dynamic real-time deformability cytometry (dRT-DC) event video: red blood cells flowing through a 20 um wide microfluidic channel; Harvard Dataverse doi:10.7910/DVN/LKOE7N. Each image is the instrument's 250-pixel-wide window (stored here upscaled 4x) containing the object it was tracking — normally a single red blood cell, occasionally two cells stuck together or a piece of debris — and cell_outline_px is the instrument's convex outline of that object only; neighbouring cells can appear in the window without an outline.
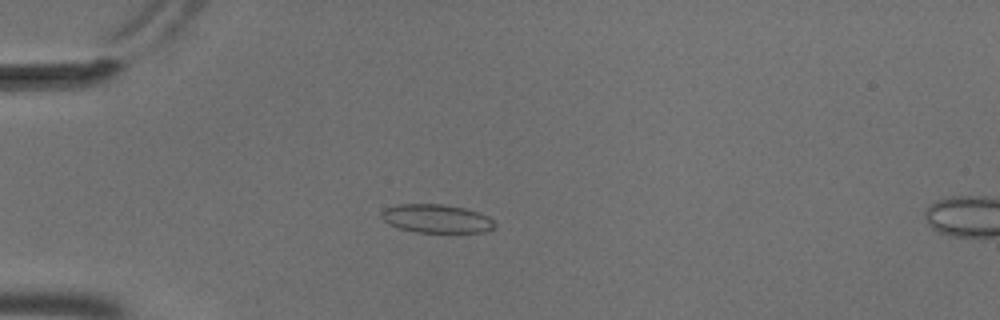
{"species": "common noctule bat (a hibernating species)", "species_latin": "Nyctalus noctula", "temperature_condition": "cold", "stored_images_in_passage": 7, "camera_frame_rate_fps": 3000, "um_per_image_px": 0.085, "animal": {"sex": "male", "body_mass_g": 18.8}, "frame": {"image": 1, "passage_image": 4, "time_ms": 1.0, "image_size_px": [1000, 320], "cell_outline_px": [[496, 228], [484, 232], [416, 232], [400, 228], [388, 224], [380, 216], [380, 212], [384, 208], [400, 204], [444, 204], [464, 208], [480, 212], [488, 216], [496, 224]], "centroid_in_image_um": [37.11, 18.58], "position_along_channel_um": 47.9, "area_um2": 18.96}}